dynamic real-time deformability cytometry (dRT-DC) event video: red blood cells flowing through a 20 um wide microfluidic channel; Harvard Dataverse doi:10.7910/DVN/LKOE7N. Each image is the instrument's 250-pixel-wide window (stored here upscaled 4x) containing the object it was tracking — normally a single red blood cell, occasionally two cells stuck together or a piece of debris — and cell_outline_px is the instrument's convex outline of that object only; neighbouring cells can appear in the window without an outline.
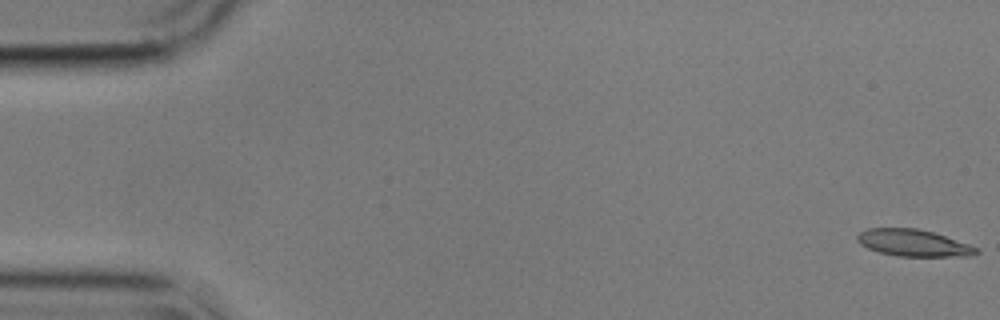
{"species": "common noctule bat (a hibernating species)", "species_latin": "Nyctalus noctula", "temperature_condition": "cold", "stored_images_in_passage": 17, "camera_frame_rate_fps": 3000, "um_per_image_px": 0.085, "animal": {"sex": "male", "body_mass_g": 17.9}, "frame": {"image": 1, "passage_image": 1, "time_ms": 0.0, "image_size_px": [1000, 320], "cell_outline_px": [[980, 252], [972, 256], [896, 256], [880, 252], [868, 248], [860, 244], [856, 240], [856, 236], [860, 232], [868, 228], [916, 228], [932, 232], [980, 248]], "centroid_in_image_um": [77.64, 20.65], "position_along_channel_um": 7.4, "area_um2": 18.55}}
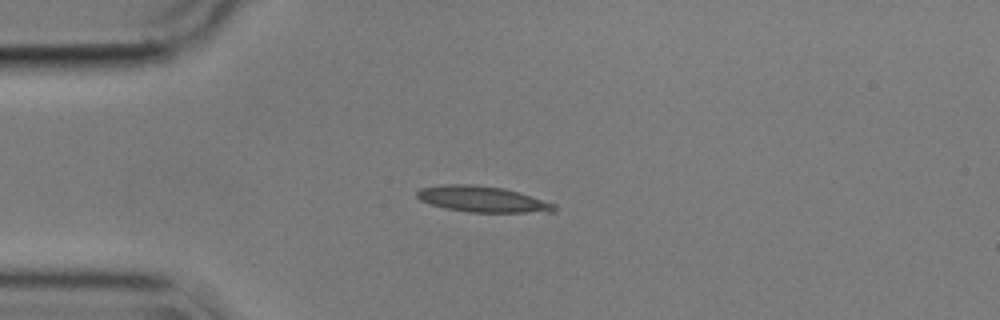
{"frame": {"image": 2, "passage_image": 14, "time_ms": 4.333, "image_size_px": [1000, 320], "cell_outline_px": [[556, 212], [468, 212], [444, 208], [420, 200], [416, 196], [416, 192], [420, 188], [444, 184], [476, 184], [504, 188], [520, 192], [556, 204]], "centroid_in_image_um": [41.02, 16.92], "position_along_channel_um": 44.0, "area_um2": 20.92}}